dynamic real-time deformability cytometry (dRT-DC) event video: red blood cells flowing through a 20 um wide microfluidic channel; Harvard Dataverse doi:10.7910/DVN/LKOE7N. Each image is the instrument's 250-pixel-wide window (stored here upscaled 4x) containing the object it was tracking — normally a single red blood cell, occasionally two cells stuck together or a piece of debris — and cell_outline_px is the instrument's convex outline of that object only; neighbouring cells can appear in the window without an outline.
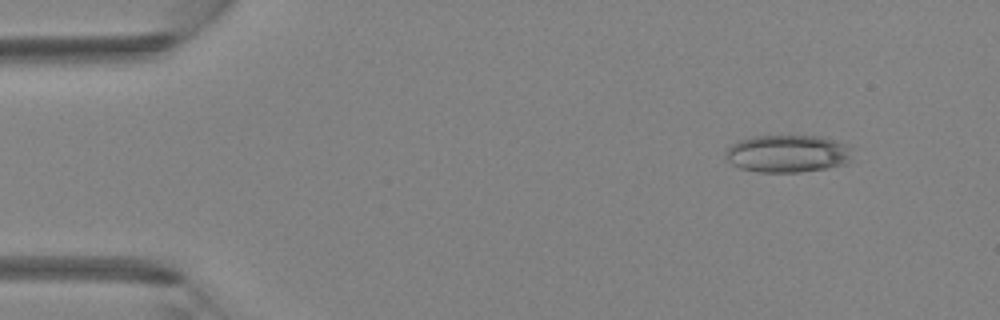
{"species": "Egyptian fruit bat (a non-hibernating species)", "species_latin": "Rousettus aegyptiacus", "temperature_condition": "room temperature", "stored_images_in_passage": 4, "camera_frame_rate_fps": 3000, "um_per_image_px": 0.085, "animal": {"sex": "female"}, "frame": {"image": 1, "passage_image": 2, "time_ms": 0.333, "image_size_px": [1000, 320], "cell_outline_px": [[852, 148], [848, 164], [800, 172], [760, 172], [740, 168], [732, 164], [724, 156], [724, 152], [732, 144], [740, 140], [752, 136], [820, 136], [848, 144]], "centroid_in_image_um": [66.95, 13.06], "position_along_channel_um": 18.0, "area_um2": 27.8}}